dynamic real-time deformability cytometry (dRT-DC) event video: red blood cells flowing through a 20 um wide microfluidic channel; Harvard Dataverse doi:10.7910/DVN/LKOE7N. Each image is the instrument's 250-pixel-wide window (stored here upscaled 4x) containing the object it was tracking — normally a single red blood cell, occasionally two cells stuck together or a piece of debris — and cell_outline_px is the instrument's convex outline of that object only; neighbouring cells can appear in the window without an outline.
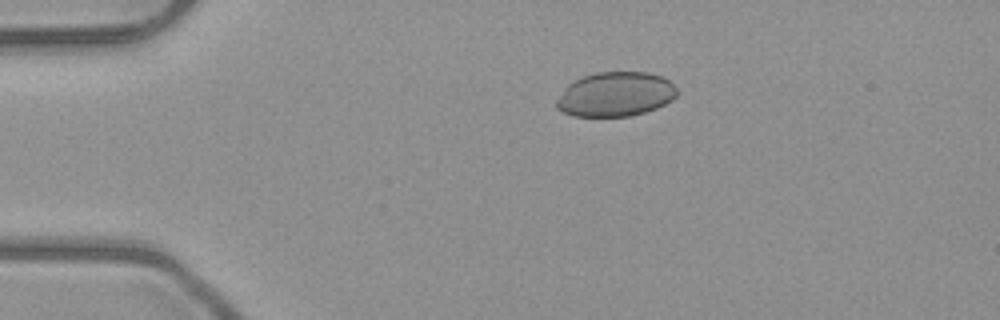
{"species": "common noctule bat (a hibernating species)", "species_latin": "Nyctalus noctula", "temperature_condition": "room temperature", "stored_images_in_passage": 6, "camera_frame_rate_fps": 3000, "um_per_image_px": 0.085, "animal": {"sex": "male", "body_mass_g": 23.1, "forearm_length_mm": 52.7}, "frame": {"image": 1, "passage_image": 2, "time_ms": 1.333, "image_size_px": [1000, 320], "cell_outline_px": [[676, 96], [672, 100], [656, 108], [644, 112], [628, 116], [572, 116], [556, 108], [556, 100], [568, 84], [572, 80], [596, 72], [648, 72], [664, 76], [676, 88]], "centroid_in_image_um": [52.3, 8.0], "position_along_channel_um": 32.7, "area_um2": 31.21}}